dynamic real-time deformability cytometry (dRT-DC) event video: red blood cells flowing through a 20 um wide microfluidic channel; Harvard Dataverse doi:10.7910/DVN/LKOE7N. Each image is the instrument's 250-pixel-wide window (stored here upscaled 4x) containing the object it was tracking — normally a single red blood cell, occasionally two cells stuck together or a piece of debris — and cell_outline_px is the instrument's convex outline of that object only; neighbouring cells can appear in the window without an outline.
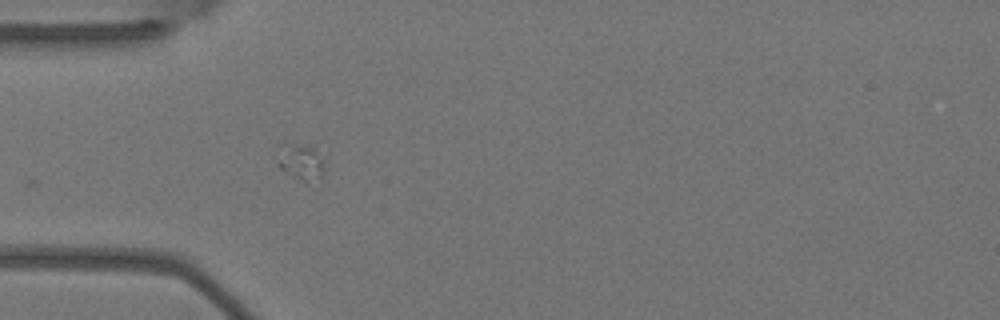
{"species": "Egyptian fruit bat (a non-hibernating species)", "species_latin": "Rousettus aegyptiacus", "temperature_condition": "warm", "stored_images_in_passage": 1, "camera_frame_rate_fps": 3000, "um_per_image_px": 0.085, "animal": {"sex": "female"}, "frame": {"image": 1, "passage_image": 1, "time_ms": 0.0, "image_size_px": [1000, 320], "cell_outline_px": [[324, 176], [320, 180], [308, 184], [292, 176], [280, 168], [276, 144], [284, 140], [312, 148], [324, 160]], "centroid_in_image_um": [25.54, 13.75], "position_along_channel_um": 59.5, "area_um2": 10.46}}